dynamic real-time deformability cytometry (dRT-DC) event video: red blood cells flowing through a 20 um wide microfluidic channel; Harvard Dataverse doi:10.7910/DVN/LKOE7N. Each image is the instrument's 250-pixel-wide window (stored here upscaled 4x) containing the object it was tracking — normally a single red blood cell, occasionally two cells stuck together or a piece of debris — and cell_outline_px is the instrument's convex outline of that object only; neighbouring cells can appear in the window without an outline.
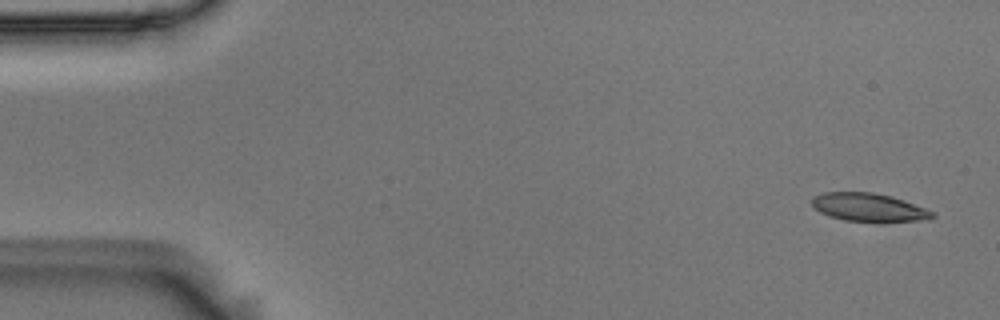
{"species": "Egyptian fruit bat (a non-hibernating species)", "species_latin": "Rousettus aegyptiacus", "temperature_condition": "room temperature", "stored_images_in_passage": 5, "camera_frame_rate_fps": 3000, "um_per_image_px": 0.085, "animal": {"sex": "male"}, "frame": {"image": 1, "passage_image": 1, "time_ms": 0.0, "image_size_px": [1000, 320], "cell_outline_px": [[936, 216], [932, 220], [884, 224], [880, 224], [844, 220], [828, 216], [820, 212], [812, 204], [812, 196], [824, 192], [872, 192], [892, 196], [936, 212]], "centroid_in_image_um": [73.94, 17.68], "position_along_channel_um": 11.1, "area_um2": 20.81}}
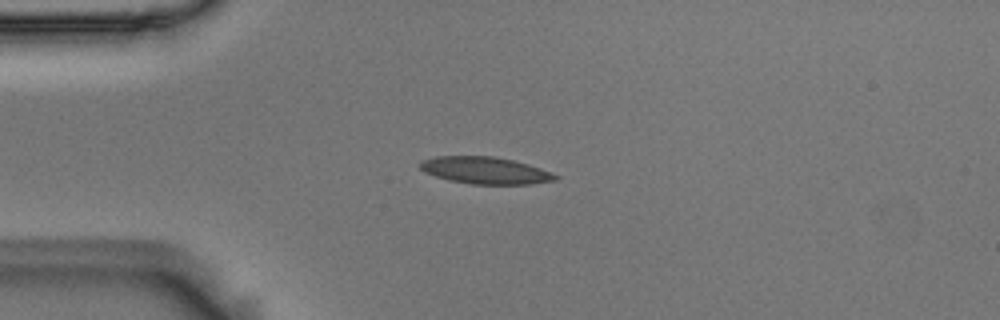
{"frame": {"image": 2, "passage_image": 4, "time_ms": 1.0, "image_size_px": [1000, 320], "cell_outline_px": [[560, 176], [556, 180], [528, 184], [468, 184], [436, 176], [424, 172], [420, 168], [420, 160], [436, 156], [492, 156], [512, 160], [528, 164], [540, 168]], "centroid_in_image_um": [41.23, 14.48], "position_along_channel_um": 43.8, "area_um2": 21.15}}